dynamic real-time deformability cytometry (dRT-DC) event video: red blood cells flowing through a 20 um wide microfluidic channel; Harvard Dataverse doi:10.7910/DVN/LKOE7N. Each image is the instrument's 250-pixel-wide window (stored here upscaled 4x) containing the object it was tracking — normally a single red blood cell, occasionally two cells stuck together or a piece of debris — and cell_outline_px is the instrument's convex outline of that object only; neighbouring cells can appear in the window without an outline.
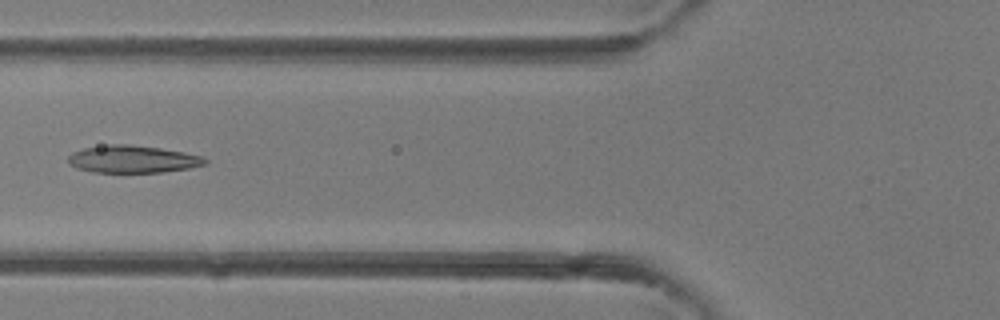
{"species": "common noctule bat (a hibernating species)", "species_latin": "Nyctalus noctula", "temperature_condition": "room temperature", "stored_images_in_passage": 18, "camera_frame_rate_fps": 3000, "um_per_image_px": 0.085, "animal": {"sex": "female"}, "frame": {"image": 1, "passage_image": 16, "time_ms": 5.0, "image_size_px": [1000, 320], "cell_outline_px": [[208, 164], [188, 168], [160, 172], [92, 172], [76, 168], [68, 164], [68, 156], [72, 152], [84, 148], [108, 144], [132, 144], [160, 148], [184, 152], [200, 156], [208, 160]], "centroid_in_image_um": [11.25, 13.52], "position_along_channel_um": 114.6, "area_um2": 21.91}}